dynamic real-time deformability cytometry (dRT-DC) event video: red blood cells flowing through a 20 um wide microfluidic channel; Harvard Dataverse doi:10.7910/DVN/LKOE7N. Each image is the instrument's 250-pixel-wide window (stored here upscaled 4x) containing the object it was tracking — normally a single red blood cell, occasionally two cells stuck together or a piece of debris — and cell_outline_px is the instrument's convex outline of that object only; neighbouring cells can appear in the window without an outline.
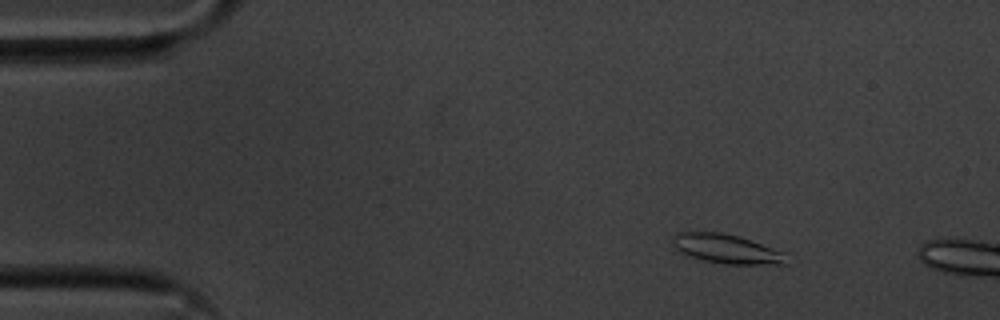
{"species": "common noctule bat (a hibernating species)", "species_latin": "Nyctalus noctula", "temperature_condition": "cold", "stored_images_in_passage": 56, "segment_of_instrument_passage": [1, 2], "camera_frame_rate_fps": 3000, "um_per_image_px": 0.085, "animal": {"sex": "male", "body_mass_g": 20.1, "forearm_length_mm": 53.5}, "frame": {"image": 1, "passage_image": 7, "time_ms": 2.0, "image_size_px": [1000, 320], "cell_outline_px": [[788, 264], [724, 264], [704, 260], [688, 256], [680, 252], [676, 248], [672, 240], [676, 232], [720, 232], [740, 236], [752, 240], [780, 252]], "centroid_in_image_um": [61.68, 21.14], "position_along_channel_um": 23.3, "area_um2": 19.02}}
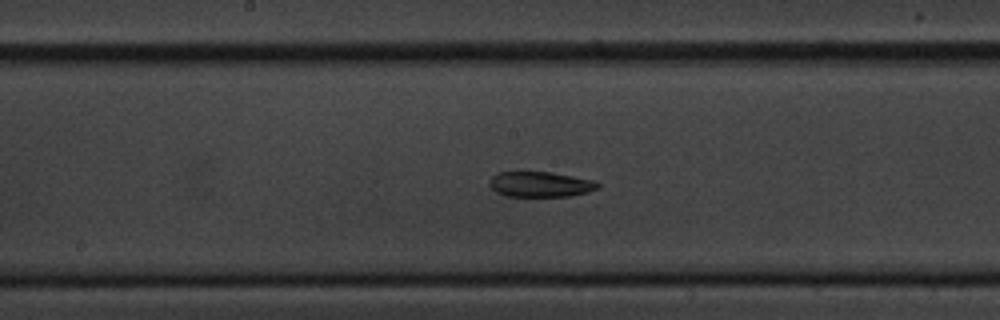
{"frame": {"image": 2, "passage_image": 28, "time_ms": 9.0, "image_size_px": [1000, 320], "cell_outline_px": [[600, 188], [588, 192], [572, 196], [504, 196], [496, 192], [488, 184], [488, 180], [496, 172], [552, 172], [596, 180], [600, 184]], "centroid_in_image_um": [45.95, 15.66], "position_along_channel_um": 202.3, "area_um2": 16.3}}
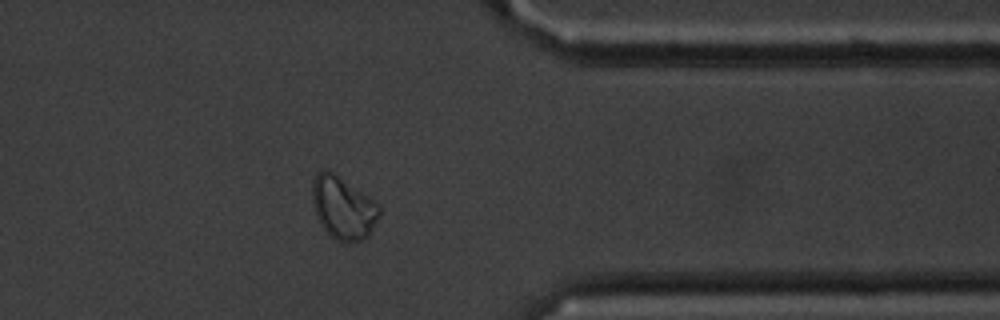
{"frame": {"image": 3, "passage_image": 44, "time_ms": 14.333, "image_size_px": [1000, 320], "cell_outline_px": [[380, 212], [368, 236], [364, 240], [348, 244], [336, 240], [320, 224], [316, 216], [312, 204], [312, 180], [316, 172], [328, 168], [380, 204]], "centroid_in_image_um": [29.14, 17.65], "position_along_channel_um": 382.3, "area_um2": 24.8}}